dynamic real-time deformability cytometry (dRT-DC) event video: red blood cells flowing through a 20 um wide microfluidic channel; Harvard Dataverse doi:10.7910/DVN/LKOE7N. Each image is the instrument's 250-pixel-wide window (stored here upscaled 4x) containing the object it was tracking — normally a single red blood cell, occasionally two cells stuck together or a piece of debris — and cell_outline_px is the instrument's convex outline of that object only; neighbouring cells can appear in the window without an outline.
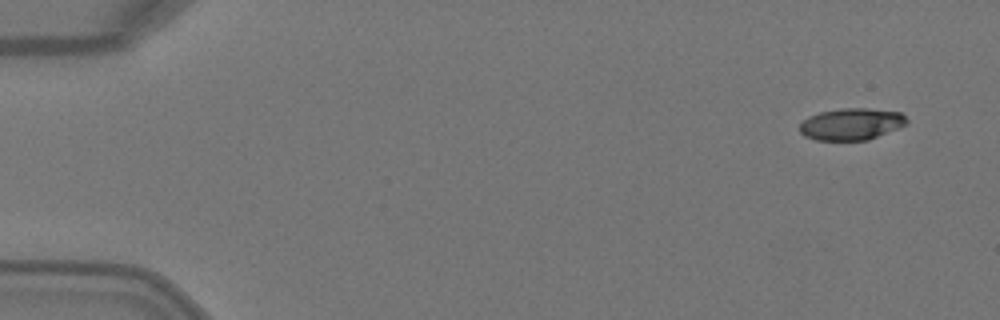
{"species": "Egyptian fruit bat (a non-hibernating species)", "species_latin": "Rousettus aegyptiacus", "temperature_condition": "warm", "stored_images_in_passage": 5, "camera_frame_rate_fps": 3000, "um_per_image_px": 0.085, "animal": {"sex": "female"}, "frame": {"image": 1, "passage_image": 1, "time_ms": 0.0, "image_size_px": [1000, 320], "cell_outline_px": [[908, 124], [868, 140], [816, 140], [804, 136], [800, 132], [800, 124], [808, 116], [820, 112], [840, 108], [868, 108], [900, 112], [908, 120]], "centroid_in_image_um": [72.36, 10.54], "position_along_channel_um": 12.6, "area_um2": 19.88}}
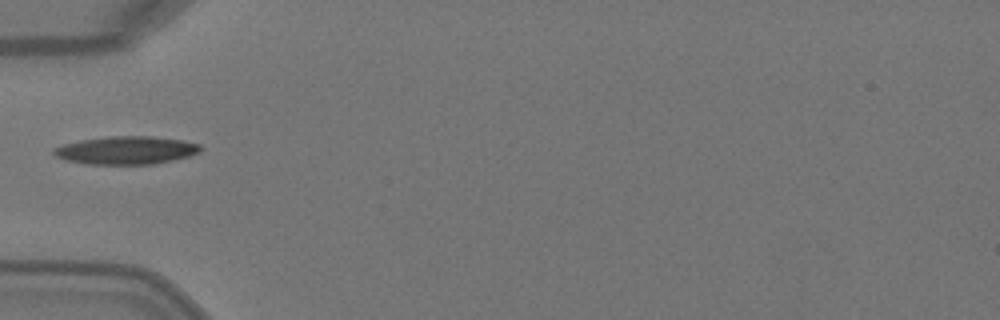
{"frame": {"image": 2, "passage_image": 4, "time_ms": 1.0, "image_size_px": [1000, 320], "cell_outline_px": [[204, 148], [200, 152], [188, 156], [172, 160], [152, 164], [84, 164], [64, 160], [56, 156], [52, 152], [52, 148], [64, 144], [80, 140], [112, 136], [152, 136], [184, 140], [200, 144]], "centroid_in_image_um": [10.73, 12.77], "position_along_channel_um": 74.3, "area_um2": 24.1}}
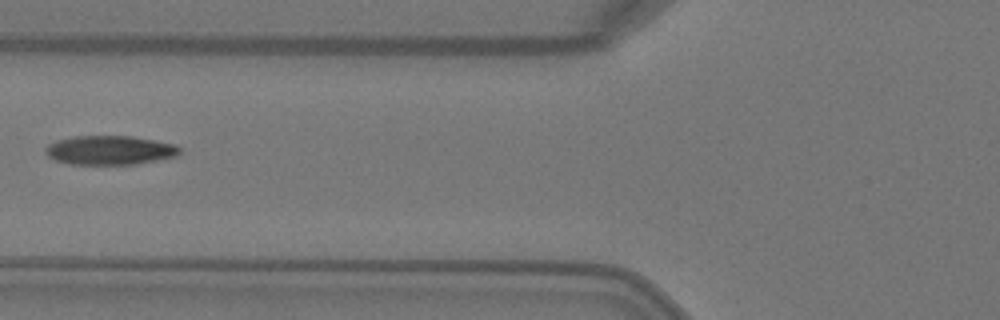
{"frame": {"image": 3, "passage_image": 5, "time_ms": 1.333, "image_size_px": [1000, 320], "cell_outline_px": [[180, 152], [176, 156], [136, 164], [68, 164], [56, 160], [48, 156], [44, 152], [44, 148], [48, 144], [56, 140], [76, 136], [132, 136], [176, 144], [180, 148]], "centroid_in_image_um": [9.31, 12.76], "position_along_channel_um": 116.5, "area_um2": 22.77}}